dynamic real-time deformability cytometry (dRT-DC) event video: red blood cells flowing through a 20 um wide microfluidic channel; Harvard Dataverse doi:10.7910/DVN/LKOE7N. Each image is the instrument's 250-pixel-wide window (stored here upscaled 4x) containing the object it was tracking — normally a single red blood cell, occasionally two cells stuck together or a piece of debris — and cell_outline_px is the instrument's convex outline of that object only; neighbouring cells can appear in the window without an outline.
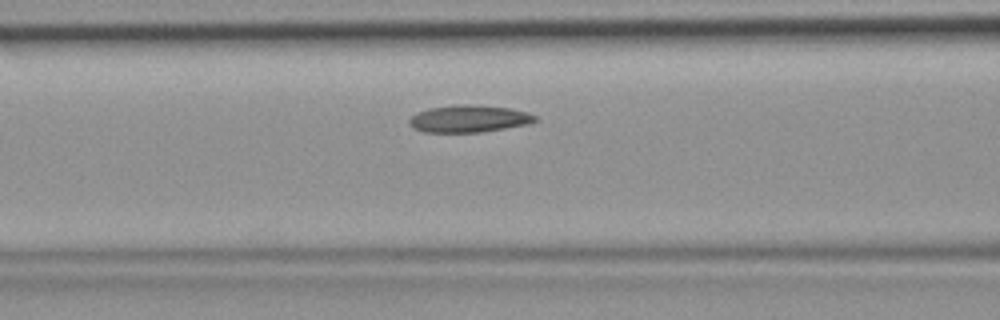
{"species": "common noctule bat (a hibernating species)", "species_latin": "Nyctalus noctula", "temperature_condition": "room temperature", "stored_images_in_passage": 40, "camera_frame_rate_fps": 3000, "um_per_image_px": 0.085, "animal": {"sex": "female", "body_mass_g": 19.9}, "frame": {"image": 1, "passage_image": 12, "time_ms": 3.667, "image_size_px": [1000, 320], "cell_outline_px": [[536, 120], [528, 124], [480, 132], [424, 132], [412, 128], [408, 124], [408, 120], [416, 112], [428, 108], [464, 104], [472, 104], [508, 108], [528, 112], [536, 116]], "centroid_in_image_um": [39.81, 10.09], "position_along_channel_um": 126.8, "area_um2": 19.88}}
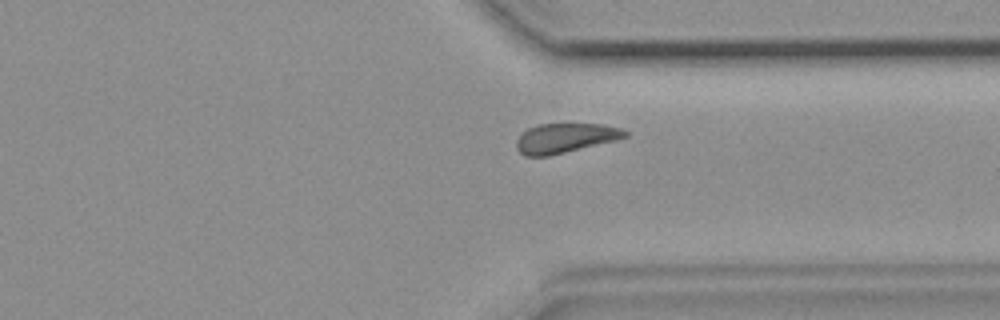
{"frame": {"image": 2, "passage_image": 29, "time_ms": 9.333, "image_size_px": [1000, 320], "cell_outline_px": [[628, 136], [616, 140], [548, 156], [524, 156], [516, 148], [516, 140], [528, 128], [536, 124], [604, 124], [620, 128], [628, 132]], "centroid_in_image_um": [48.03, 11.73], "position_along_channel_um": 363.4, "area_um2": 18.61}}
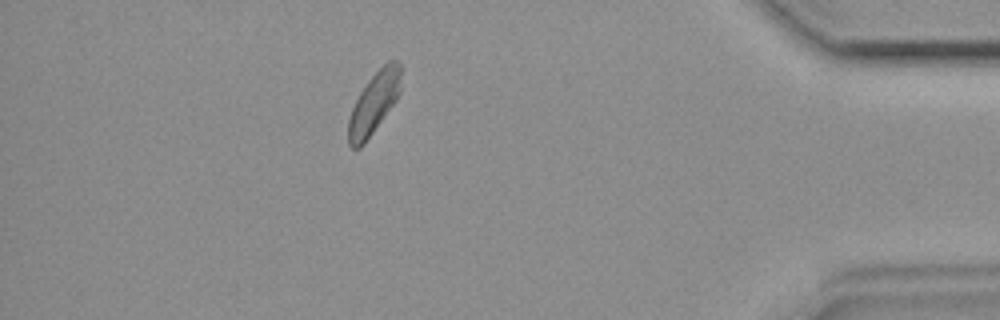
{"frame": {"image": 3, "passage_image": 35, "time_ms": 11.333, "image_size_px": [1000, 320], "cell_outline_px": [[404, 68], [400, 92], [396, 100], [364, 144], [360, 148], [352, 148], [348, 144], [348, 120], [352, 108], [360, 92], [368, 80], [388, 60], [396, 60]], "centroid_in_image_um": [31.82, 8.72], "position_along_channel_um": 403.4, "area_um2": 18.96}}